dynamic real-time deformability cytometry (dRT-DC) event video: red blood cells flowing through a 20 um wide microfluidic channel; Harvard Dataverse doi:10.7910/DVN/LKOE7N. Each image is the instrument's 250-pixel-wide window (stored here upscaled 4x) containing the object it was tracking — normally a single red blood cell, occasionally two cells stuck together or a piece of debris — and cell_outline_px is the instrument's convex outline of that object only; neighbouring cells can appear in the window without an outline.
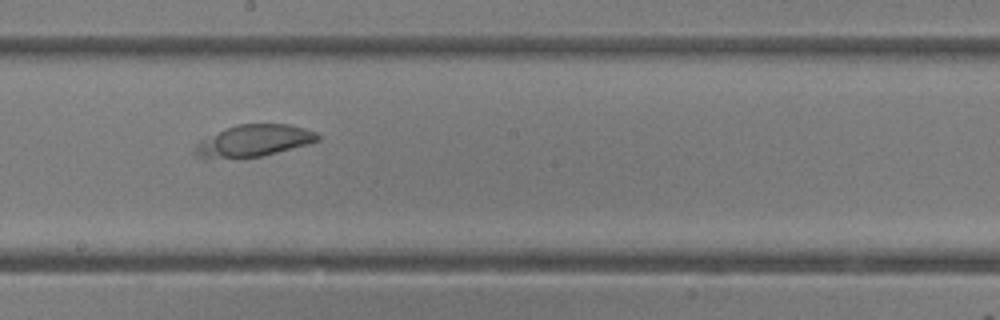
{"species": "common noctule bat (a hibernating species)", "species_latin": "Nyctalus noctula", "temperature_condition": "room temperature", "stored_images_in_passage": 55, "camera_frame_rate_fps": 3000, "um_per_image_px": 0.085, "animal": {"sex": "female"}, "frame": {"image": 1, "passage_image": 32, "time_ms": 10.333, "image_size_px": [1000, 320], "cell_outline_px": [[320, 140], [308, 144], [260, 156], [196, 156], [192, 152], [196, 144], [200, 140], [236, 124], [288, 124], [304, 128], [316, 132], [320, 136]], "centroid_in_image_um": [21.63, 11.92], "position_along_channel_um": 226.6, "area_um2": 21.91}}
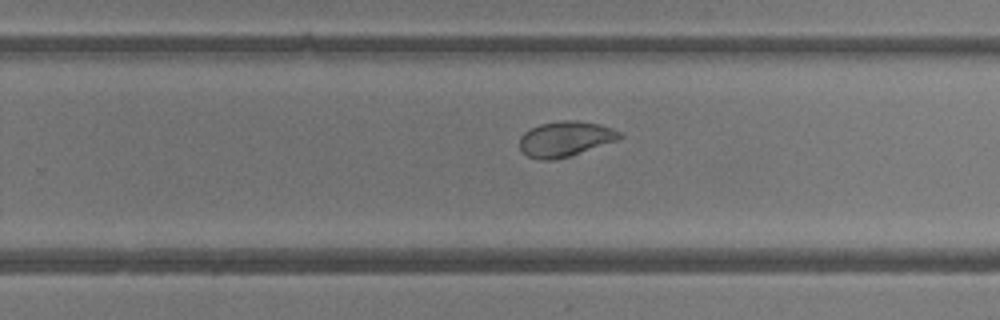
{"frame": {"image": 2, "passage_image": 36, "time_ms": 11.667, "image_size_px": [1000, 320], "cell_outline_px": [[624, 136], [620, 140], [568, 156], [552, 160], [540, 160], [528, 156], [520, 148], [520, 136], [524, 132], [540, 124], [560, 120], [576, 120], [600, 124], [612, 128], [620, 132]], "centroid_in_image_um": [48.08, 11.8], "position_along_channel_um": 281.7, "area_um2": 20.58}}
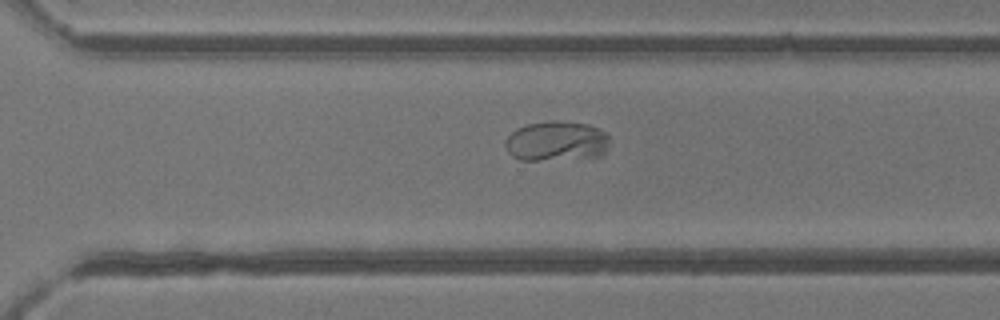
{"frame": {"image": 3, "passage_image": 39, "time_ms": 12.667, "image_size_px": [1000, 320], "cell_outline_px": [[608, 144], [604, 152], [600, 156], [536, 160], [520, 160], [512, 156], [508, 152], [504, 144], [508, 136], [516, 128], [528, 124], [552, 120], [560, 120], [588, 124], [600, 128], [608, 136]], "centroid_in_image_um": [47.28, 11.98], "position_along_channel_um": 323.3, "area_um2": 24.22}}